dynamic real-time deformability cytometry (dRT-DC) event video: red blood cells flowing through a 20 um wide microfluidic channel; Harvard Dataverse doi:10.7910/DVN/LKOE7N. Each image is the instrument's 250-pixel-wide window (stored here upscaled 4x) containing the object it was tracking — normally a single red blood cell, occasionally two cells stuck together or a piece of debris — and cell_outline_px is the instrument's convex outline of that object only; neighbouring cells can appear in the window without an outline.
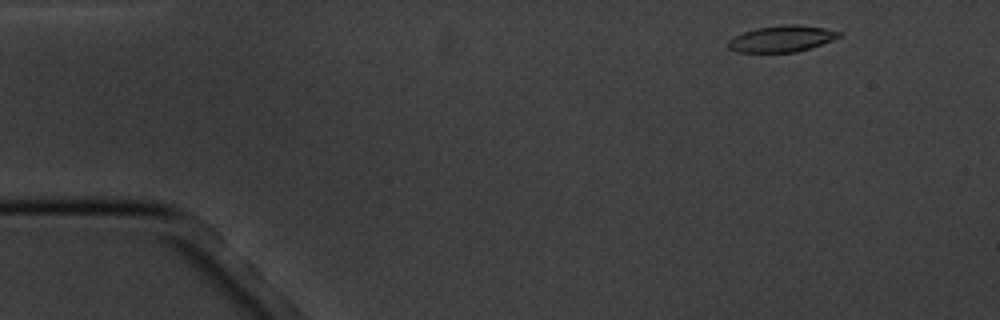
{"species": "common noctule bat (a hibernating species)", "species_latin": "Nyctalus noctula", "temperature_condition": "cold", "stored_images_in_passage": 5, "camera_frame_rate_fps": 3000, "um_per_image_px": 0.085, "animal": {"sex": "male", "body_mass_g": 20.1, "forearm_length_mm": 53.5}, "frame": {"image": 1, "passage_image": 1, "time_ms": 0.0, "image_size_px": [1000, 320], "cell_outline_px": [[844, 36], [796, 52], [736, 52], [728, 48], [728, 40], [744, 32], [756, 28], [784, 24], [796, 24], [824, 28], [844, 32]], "centroid_in_image_um": [66.48, 3.28], "position_along_channel_um": 18.5, "area_um2": 16.99}}
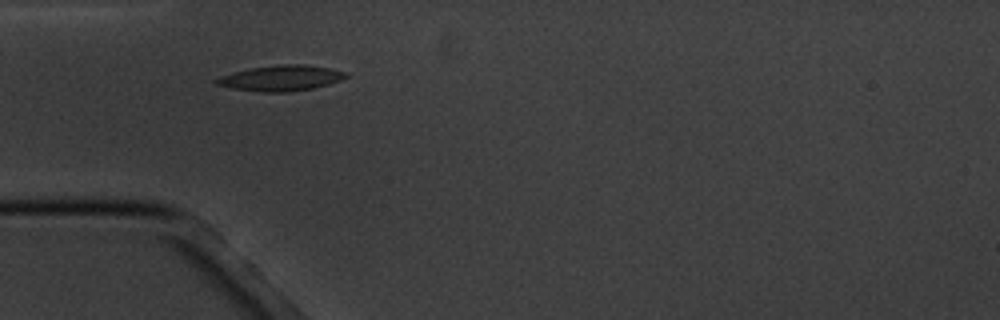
{"frame": {"image": 2, "passage_image": 4, "time_ms": 3.667, "image_size_px": [1000, 320], "cell_outline_px": [[348, 76], [340, 80], [328, 84], [312, 88], [288, 92], [260, 92], [232, 88], [216, 84], [212, 80], [220, 76], [252, 68], [280, 64], [304, 64], [328, 68], [348, 72]], "centroid_in_image_um": [23.88, 6.64], "position_along_channel_um": 61.1, "area_um2": 19.13}}
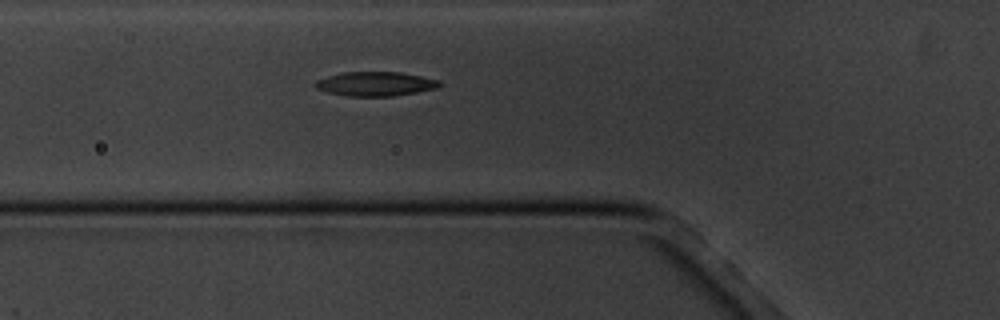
{"frame": {"image": 3, "passage_image": 5, "time_ms": 4.667, "image_size_px": [1000, 320], "cell_outline_px": [[440, 84], [436, 88], [416, 92], [392, 96], [348, 96], [328, 92], [316, 88], [312, 84], [316, 80], [328, 76], [344, 72], [400, 72], [440, 80]], "centroid_in_image_um": [31.88, 7.12], "position_along_channel_um": 93.9, "area_um2": 17.4}}